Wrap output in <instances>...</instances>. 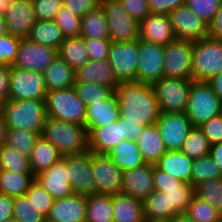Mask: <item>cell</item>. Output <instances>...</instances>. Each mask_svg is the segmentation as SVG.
Masks as SVG:
<instances>
[{
    "instance_id": "obj_1",
    "label": "cell",
    "mask_w": 222,
    "mask_h": 222,
    "mask_svg": "<svg viewBox=\"0 0 222 222\" xmlns=\"http://www.w3.org/2000/svg\"><path fill=\"white\" fill-rule=\"evenodd\" d=\"M120 118L141 126L156 124L160 110L152 85L141 82H121L116 87Z\"/></svg>"
},
{
    "instance_id": "obj_2",
    "label": "cell",
    "mask_w": 222,
    "mask_h": 222,
    "mask_svg": "<svg viewBox=\"0 0 222 222\" xmlns=\"http://www.w3.org/2000/svg\"><path fill=\"white\" fill-rule=\"evenodd\" d=\"M41 136L53 143L62 157L88 150V131L83 125L46 117Z\"/></svg>"
},
{
    "instance_id": "obj_3",
    "label": "cell",
    "mask_w": 222,
    "mask_h": 222,
    "mask_svg": "<svg viewBox=\"0 0 222 222\" xmlns=\"http://www.w3.org/2000/svg\"><path fill=\"white\" fill-rule=\"evenodd\" d=\"M7 129H24L42 133L45 123V100H13L3 103Z\"/></svg>"
},
{
    "instance_id": "obj_4",
    "label": "cell",
    "mask_w": 222,
    "mask_h": 222,
    "mask_svg": "<svg viewBox=\"0 0 222 222\" xmlns=\"http://www.w3.org/2000/svg\"><path fill=\"white\" fill-rule=\"evenodd\" d=\"M185 113L193 127L222 114V104L208 82L192 81Z\"/></svg>"
},
{
    "instance_id": "obj_5",
    "label": "cell",
    "mask_w": 222,
    "mask_h": 222,
    "mask_svg": "<svg viewBox=\"0 0 222 222\" xmlns=\"http://www.w3.org/2000/svg\"><path fill=\"white\" fill-rule=\"evenodd\" d=\"M222 72V42L206 37L193 42L192 80L208 82Z\"/></svg>"
},
{
    "instance_id": "obj_6",
    "label": "cell",
    "mask_w": 222,
    "mask_h": 222,
    "mask_svg": "<svg viewBox=\"0 0 222 222\" xmlns=\"http://www.w3.org/2000/svg\"><path fill=\"white\" fill-rule=\"evenodd\" d=\"M86 107L73 87L47 91L46 93L45 108L47 117L84 126Z\"/></svg>"
},
{
    "instance_id": "obj_7",
    "label": "cell",
    "mask_w": 222,
    "mask_h": 222,
    "mask_svg": "<svg viewBox=\"0 0 222 222\" xmlns=\"http://www.w3.org/2000/svg\"><path fill=\"white\" fill-rule=\"evenodd\" d=\"M192 81L162 77L153 83L160 113H185Z\"/></svg>"
},
{
    "instance_id": "obj_8",
    "label": "cell",
    "mask_w": 222,
    "mask_h": 222,
    "mask_svg": "<svg viewBox=\"0 0 222 222\" xmlns=\"http://www.w3.org/2000/svg\"><path fill=\"white\" fill-rule=\"evenodd\" d=\"M111 42L121 43L139 39V22L122 6L120 0H101Z\"/></svg>"
},
{
    "instance_id": "obj_9",
    "label": "cell",
    "mask_w": 222,
    "mask_h": 222,
    "mask_svg": "<svg viewBox=\"0 0 222 222\" xmlns=\"http://www.w3.org/2000/svg\"><path fill=\"white\" fill-rule=\"evenodd\" d=\"M9 85V99L45 100L47 89L43 72L11 67Z\"/></svg>"
},
{
    "instance_id": "obj_10",
    "label": "cell",
    "mask_w": 222,
    "mask_h": 222,
    "mask_svg": "<svg viewBox=\"0 0 222 222\" xmlns=\"http://www.w3.org/2000/svg\"><path fill=\"white\" fill-rule=\"evenodd\" d=\"M193 41L175 39L164 46V77L192 80Z\"/></svg>"
},
{
    "instance_id": "obj_11",
    "label": "cell",
    "mask_w": 222,
    "mask_h": 222,
    "mask_svg": "<svg viewBox=\"0 0 222 222\" xmlns=\"http://www.w3.org/2000/svg\"><path fill=\"white\" fill-rule=\"evenodd\" d=\"M138 49L139 39L128 42L111 43L108 61L119 83L136 81Z\"/></svg>"
},
{
    "instance_id": "obj_12",
    "label": "cell",
    "mask_w": 222,
    "mask_h": 222,
    "mask_svg": "<svg viewBox=\"0 0 222 222\" xmlns=\"http://www.w3.org/2000/svg\"><path fill=\"white\" fill-rule=\"evenodd\" d=\"M91 151L66 156L68 180L73 194L89 196L96 194V183L92 173Z\"/></svg>"
},
{
    "instance_id": "obj_13",
    "label": "cell",
    "mask_w": 222,
    "mask_h": 222,
    "mask_svg": "<svg viewBox=\"0 0 222 222\" xmlns=\"http://www.w3.org/2000/svg\"><path fill=\"white\" fill-rule=\"evenodd\" d=\"M164 46L139 39L136 82L152 85L164 77Z\"/></svg>"
},
{
    "instance_id": "obj_14",
    "label": "cell",
    "mask_w": 222,
    "mask_h": 222,
    "mask_svg": "<svg viewBox=\"0 0 222 222\" xmlns=\"http://www.w3.org/2000/svg\"><path fill=\"white\" fill-rule=\"evenodd\" d=\"M92 173L96 183V194L115 195L121 193L123 171L106 154L91 153Z\"/></svg>"
},
{
    "instance_id": "obj_15",
    "label": "cell",
    "mask_w": 222,
    "mask_h": 222,
    "mask_svg": "<svg viewBox=\"0 0 222 222\" xmlns=\"http://www.w3.org/2000/svg\"><path fill=\"white\" fill-rule=\"evenodd\" d=\"M156 125L167 151H180L193 128L186 113H160Z\"/></svg>"
},
{
    "instance_id": "obj_16",
    "label": "cell",
    "mask_w": 222,
    "mask_h": 222,
    "mask_svg": "<svg viewBox=\"0 0 222 222\" xmlns=\"http://www.w3.org/2000/svg\"><path fill=\"white\" fill-rule=\"evenodd\" d=\"M168 15L176 39L194 42L209 37V25L193 13L186 4L178 6Z\"/></svg>"
},
{
    "instance_id": "obj_17",
    "label": "cell",
    "mask_w": 222,
    "mask_h": 222,
    "mask_svg": "<svg viewBox=\"0 0 222 222\" xmlns=\"http://www.w3.org/2000/svg\"><path fill=\"white\" fill-rule=\"evenodd\" d=\"M57 56V50L52 47L21 39L18 53L11 67L43 72Z\"/></svg>"
},
{
    "instance_id": "obj_18",
    "label": "cell",
    "mask_w": 222,
    "mask_h": 222,
    "mask_svg": "<svg viewBox=\"0 0 222 222\" xmlns=\"http://www.w3.org/2000/svg\"><path fill=\"white\" fill-rule=\"evenodd\" d=\"M3 16L8 34L19 39H27L37 21L32 0H12L10 8Z\"/></svg>"
},
{
    "instance_id": "obj_19",
    "label": "cell",
    "mask_w": 222,
    "mask_h": 222,
    "mask_svg": "<svg viewBox=\"0 0 222 222\" xmlns=\"http://www.w3.org/2000/svg\"><path fill=\"white\" fill-rule=\"evenodd\" d=\"M154 165L143 166L123 171V184L121 193L143 201L154 189L153 171Z\"/></svg>"
},
{
    "instance_id": "obj_20",
    "label": "cell",
    "mask_w": 222,
    "mask_h": 222,
    "mask_svg": "<svg viewBox=\"0 0 222 222\" xmlns=\"http://www.w3.org/2000/svg\"><path fill=\"white\" fill-rule=\"evenodd\" d=\"M139 39L162 46L174 41L176 36L169 15L150 13L139 22Z\"/></svg>"
},
{
    "instance_id": "obj_21",
    "label": "cell",
    "mask_w": 222,
    "mask_h": 222,
    "mask_svg": "<svg viewBox=\"0 0 222 222\" xmlns=\"http://www.w3.org/2000/svg\"><path fill=\"white\" fill-rule=\"evenodd\" d=\"M67 176L66 156H64L49 169L36 175L35 179L50 193L54 200H57L73 194Z\"/></svg>"
},
{
    "instance_id": "obj_22",
    "label": "cell",
    "mask_w": 222,
    "mask_h": 222,
    "mask_svg": "<svg viewBox=\"0 0 222 222\" xmlns=\"http://www.w3.org/2000/svg\"><path fill=\"white\" fill-rule=\"evenodd\" d=\"M86 196L72 194L54 200L46 220L50 222H86Z\"/></svg>"
},
{
    "instance_id": "obj_23",
    "label": "cell",
    "mask_w": 222,
    "mask_h": 222,
    "mask_svg": "<svg viewBox=\"0 0 222 222\" xmlns=\"http://www.w3.org/2000/svg\"><path fill=\"white\" fill-rule=\"evenodd\" d=\"M122 140H125L123 118H119L106 126L95 127L88 134V150L96 154H107Z\"/></svg>"
},
{
    "instance_id": "obj_24",
    "label": "cell",
    "mask_w": 222,
    "mask_h": 222,
    "mask_svg": "<svg viewBox=\"0 0 222 222\" xmlns=\"http://www.w3.org/2000/svg\"><path fill=\"white\" fill-rule=\"evenodd\" d=\"M120 118L118 97L114 92L107 100L86 107L84 127L88 134L95 128L118 121Z\"/></svg>"
},
{
    "instance_id": "obj_25",
    "label": "cell",
    "mask_w": 222,
    "mask_h": 222,
    "mask_svg": "<svg viewBox=\"0 0 222 222\" xmlns=\"http://www.w3.org/2000/svg\"><path fill=\"white\" fill-rule=\"evenodd\" d=\"M75 81L105 85L110 87L114 92L119 85L108 59L99 61L89 60L83 67L75 72Z\"/></svg>"
},
{
    "instance_id": "obj_26",
    "label": "cell",
    "mask_w": 222,
    "mask_h": 222,
    "mask_svg": "<svg viewBox=\"0 0 222 222\" xmlns=\"http://www.w3.org/2000/svg\"><path fill=\"white\" fill-rule=\"evenodd\" d=\"M136 143L146 164L155 165L167 152L156 124L145 126Z\"/></svg>"
},
{
    "instance_id": "obj_27",
    "label": "cell",
    "mask_w": 222,
    "mask_h": 222,
    "mask_svg": "<svg viewBox=\"0 0 222 222\" xmlns=\"http://www.w3.org/2000/svg\"><path fill=\"white\" fill-rule=\"evenodd\" d=\"M155 166L183 183H191L193 159L181 151H167Z\"/></svg>"
},
{
    "instance_id": "obj_28",
    "label": "cell",
    "mask_w": 222,
    "mask_h": 222,
    "mask_svg": "<svg viewBox=\"0 0 222 222\" xmlns=\"http://www.w3.org/2000/svg\"><path fill=\"white\" fill-rule=\"evenodd\" d=\"M47 91L67 89L75 83V71L59 56L43 71Z\"/></svg>"
},
{
    "instance_id": "obj_29",
    "label": "cell",
    "mask_w": 222,
    "mask_h": 222,
    "mask_svg": "<svg viewBox=\"0 0 222 222\" xmlns=\"http://www.w3.org/2000/svg\"><path fill=\"white\" fill-rule=\"evenodd\" d=\"M113 222H145L142 201L119 193L112 196Z\"/></svg>"
},
{
    "instance_id": "obj_30",
    "label": "cell",
    "mask_w": 222,
    "mask_h": 222,
    "mask_svg": "<svg viewBox=\"0 0 222 222\" xmlns=\"http://www.w3.org/2000/svg\"><path fill=\"white\" fill-rule=\"evenodd\" d=\"M62 158L57 147L42 136L39 137L30 157V167L33 175L49 169L53 164Z\"/></svg>"
},
{
    "instance_id": "obj_31",
    "label": "cell",
    "mask_w": 222,
    "mask_h": 222,
    "mask_svg": "<svg viewBox=\"0 0 222 222\" xmlns=\"http://www.w3.org/2000/svg\"><path fill=\"white\" fill-rule=\"evenodd\" d=\"M122 171L143 166L145 164L135 141L122 140L106 154Z\"/></svg>"
},
{
    "instance_id": "obj_32",
    "label": "cell",
    "mask_w": 222,
    "mask_h": 222,
    "mask_svg": "<svg viewBox=\"0 0 222 222\" xmlns=\"http://www.w3.org/2000/svg\"><path fill=\"white\" fill-rule=\"evenodd\" d=\"M57 55L75 72L90 60L86 43L80 36L65 38L57 50Z\"/></svg>"
},
{
    "instance_id": "obj_33",
    "label": "cell",
    "mask_w": 222,
    "mask_h": 222,
    "mask_svg": "<svg viewBox=\"0 0 222 222\" xmlns=\"http://www.w3.org/2000/svg\"><path fill=\"white\" fill-rule=\"evenodd\" d=\"M27 39L58 50L65 37L53 20H37L33 24Z\"/></svg>"
},
{
    "instance_id": "obj_34",
    "label": "cell",
    "mask_w": 222,
    "mask_h": 222,
    "mask_svg": "<svg viewBox=\"0 0 222 222\" xmlns=\"http://www.w3.org/2000/svg\"><path fill=\"white\" fill-rule=\"evenodd\" d=\"M79 36L83 39H109L108 22L101 6L81 18Z\"/></svg>"
},
{
    "instance_id": "obj_35",
    "label": "cell",
    "mask_w": 222,
    "mask_h": 222,
    "mask_svg": "<svg viewBox=\"0 0 222 222\" xmlns=\"http://www.w3.org/2000/svg\"><path fill=\"white\" fill-rule=\"evenodd\" d=\"M171 208V219L178 214H185L193 196L195 187L191 183H182L180 186L162 187Z\"/></svg>"
},
{
    "instance_id": "obj_36",
    "label": "cell",
    "mask_w": 222,
    "mask_h": 222,
    "mask_svg": "<svg viewBox=\"0 0 222 222\" xmlns=\"http://www.w3.org/2000/svg\"><path fill=\"white\" fill-rule=\"evenodd\" d=\"M86 222H113L112 196L92 194L86 196Z\"/></svg>"
},
{
    "instance_id": "obj_37",
    "label": "cell",
    "mask_w": 222,
    "mask_h": 222,
    "mask_svg": "<svg viewBox=\"0 0 222 222\" xmlns=\"http://www.w3.org/2000/svg\"><path fill=\"white\" fill-rule=\"evenodd\" d=\"M34 180L33 174H21L0 169V193L13 198L25 195Z\"/></svg>"
},
{
    "instance_id": "obj_38",
    "label": "cell",
    "mask_w": 222,
    "mask_h": 222,
    "mask_svg": "<svg viewBox=\"0 0 222 222\" xmlns=\"http://www.w3.org/2000/svg\"><path fill=\"white\" fill-rule=\"evenodd\" d=\"M145 221L171 220V208L165 192L154 190L143 201Z\"/></svg>"
},
{
    "instance_id": "obj_39",
    "label": "cell",
    "mask_w": 222,
    "mask_h": 222,
    "mask_svg": "<svg viewBox=\"0 0 222 222\" xmlns=\"http://www.w3.org/2000/svg\"><path fill=\"white\" fill-rule=\"evenodd\" d=\"M41 134L24 129H7L5 146L17 149L18 152L30 159L32 149Z\"/></svg>"
},
{
    "instance_id": "obj_40",
    "label": "cell",
    "mask_w": 222,
    "mask_h": 222,
    "mask_svg": "<svg viewBox=\"0 0 222 222\" xmlns=\"http://www.w3.org/2000/svg\"><path fill=\"white\" fill-rule=\"evenodd\" d=\"M222 178V171L210 155L194 159L191 171V184H198L211 179Z\"/></svg>"
},
{
    "instance_id": "obj_41",
    "label": "cell",
    "mask_w": 222,
    "mask_h": 222,
    "mask_svg": "<svg viewBox=\"0 0 222 222\" xmlns=\"http://www.w3.org/2000/svg\"><path fill=\"white\" fill-rule=\"evenodd\" d=\"M211 145L199 127H193L183 144L182 153L191 159L210 155Z\"/></svg>"
},
{
    "instance_id": "obj_42",
    "label": "cell",
    "mask_w": 222,
    "mask_h": 222,
    "mask_svg": "<svg viewBox=\"0 0 222 222\" xmlns=\"http://www.w3.org/2000/svg\"><path fill=\"white\" fill-rule=\"evenodd\" d=\"M73 89L86 106L103 102L114 93L110 87L89 82L83 83L75 81Z\"/></svg>"
},
{
    "instance_id": "obj_43",
    "label": "cell",
    "mask_w": 222,
    "mask_h": 222,
    "mask_svg": "<svg viewBox=\"0 0 222 222\" xmlns=\"http://www.w3.org/2000/svg\"><path fill=\"white\" fill-rule=\"evenodd\" d=\"M0 169L21 174H33L29 158L21 155L17 149L5 145L0 148Z\"/></svg>"
},
{
    "instance_id": "obj_44",
    "label": "cell",
    "mask_w": 222,
    "mask_h": 222,
    "mask_svg": "<svg viewBox=\"0 0 222 222\" xmlns=\"http://www.w3.org/2000/svg\"><path fill=\"white\" fill-rule=\"evenodd\" d=\"M13 219L17 222H45L43 215L26 195L13 198Z\"/></svg>"
},
{
    "instance_id": "obj_45",
    "label": "cell",
    "mask_w": 222,
    "mask_h": 222,
    "mask_svg": "<svg viewBox=\"0 0 222 222\" xmlns=\"http://www.w3.org/2000/svg\"><path fill=\"white\" fill-rule=\"evenodd\" d=\"M185 214L194 222H222V215L211 204L193 196Z\"/></svg>"
},
{
    "instance_id": "obj_46",
    "label": "cell",
    "mask_w": 222,
    "mask_h": 222,
    "mask_svg": "<svg viewBox=\"0 0 222 222\" xmlns=\"http://www.w3.org/2000/svg\"><path fill=\"white\" fill-rule=\"evenodd\" d=\"M195 195L222 215V178L201 182L195 187Z\"/></svg>"
},
{
    "instance_id": "obj_47",
    "label": "cell",
    "mask_w": 222,
    "mask_h": 222,
    "mask_svg": "<svg viewBox=\"0 0 222 222\" xmlns=\"http://www.w3.org/2000/svg\"><path fill=\"white\" fill-rule=\"evenodd\" d=\"M61 29L65 38L78 37L81 32V17L62 7L53 20Z\"/></svg>"
},
{
    "instance_id": "obj_48",
    "label": "cell",
    "mask_w": 222,
    "mask_h": 222,
    "mask_svg": "<svg viewBox=\"0 0 222 222\" xmlns=\"http://www.w3.org/2000/svg\"><path fill=\"white\" fill-rule=\"evenodd\" d=\"M25 195L36 208L47 217L54 199L36 179L31 183Z\"/></svg>"
},
{
    "instance_id": "obj_49",
    "label": "cell",
    "mask_w": 222,
    "mask_h": 222,
    "mask_svg": "<svg viewBox=\"0 0 222 222\" xmlns=\"http://www.w3.org/2000/svg\"><path fill=\"white\" fill-rule=\"evenodd\" d=\"M222 0H186L185 4L208 25L213 21Z\"/></svg>"
},
{
    "instance_id": "obj_50",
    "label": "cell",
    "mask_w": 222,
    "mask_h": 222,
    "mask_svg": "<svg viewBox=\"0 0 222 222\" xmlns=\"http://www.w3.org/2000/svg\"><path fill=\"white\" fill-rule=\"evenodd\" d=\"M21 39L10 34L0 37V65L11 66L18 53Z\"/></svg>"
},
{
    "instance_id": "obj_51",
    "label": "cell",
    "mask_w": 222,
    "mask_h": 222,
    "mask_svg": "<svg viewBox=\"0 0 222 222\" xmlns=\"http://www.w3.org/2000/svg\"><path fill=\"white\" fill-rule=\"evenodd\" d=\"M37 20H54L63 0H32Z\"/></svg>"
},
{
    "instance_id": "obj_52",
    "label": "cell",
    "mask_w": 222,
    "mask_h": 222,
    "mask_svg": "<svg viewBox=\"0 0 222 222\" xmlns=\"http://www.w3.org/2000/svg\"><path fill=\"white\" fill-rule=\"evenodd\" d=\"M91 61H99L108 59L109 48L111 46L110 39H84Z\"/></svg>"
},
{
    "instance_id": "obj_53",
    "label": "cell",
    "mask_w": 222,
    "mask_h": 222,
    "mask_svg": "<svg viewBox=\"0 0 222 222\" xmlns=\"http://www.w3.org/2000/svg\"><path fill=\"white\" fill-rule=\"evenodd\" d=\"M199 128L211 146L220 143L222 141V114L203 123Z\"/></svg>"
},
{
    "instance_id": "obj_54",
    "label": "cell",
    "mask_w": 222,
    "mask_h": 222,
    "mask_svg": "<svg viewBox=\"0 0 222 222\" xmlns=\"http://www.w3.org/2000/svg\"><path fill=\"white\" fill-rule=\"evenodd\" d=\"M100 4L101 0H63V6L81 18L88 12L96 10Z\"/></svg>"
},
{
    "instance_id": "obj_55",
    "label": "cell",
    "mask_w": 222,
    "mask_h": 222,
    "mask_svg": "<svg viewBox=\"0 0 222 222\" xmlns=\"http://www.w3.org/2000/svg\"><path fill=\"white\" fill-rule=\"evenodd\" d=\"M122 6L138 22L144 20L149 14L147 0H120Z\"/></svg>"
},
{
    "instance_id": "obj_56",
    "label": "cell",
    "mask_w": 222,
    "mask_h": 222,
    "mask_svg": "<svg viewBox=\"0 0 222 222\" xmlns=\"http://www.w3.org/2000/svg\"><path fill=\"white\" fill-rule=\"evenodd\" d=\"M151 14H169L178 6L184 5L186 0H147Z\"/></svg>"
},
{
    "instance_id": "obj_57",
    "label": "cell",
    "mask_w": 222,
    "mask_h": 222,
    "mask_svg": "<svg viewBox=\"0 0 222 222\" xmlns=\"http://www.w3.org/2000/svg\"><path fill=\"white\" fill-rule=\"evenodd\" d=\"M154 189L162 191V187L180 186L183 182L177 180L172 175L163 172L154 165L153 171Z\"/></svg>"
},
{
    "instance_id": "obj_58",
    "label": "cell",
    "mask_w": 222,
    "mask_h": 222,
    "mask_svg": "<svg viewBox=\"0 0 222 222\" xmlns=\"http://www.w3.org/2000/svg\"><path fill=\"white\" fill-rule=\"evenodd\" d=\"M11 66L0 65V100L4 103L9 99V74Z\"/></svg>"
},
{
    "instance_id": "obj_59",
    "label": "cell",
    "mask_w": 222,
    "mask_h": 222,
    "mask_svg": "<svg viewBox=\"0 0 222 222\" xmlns=\"http://www.w3.org/2000/svg\"><path fill=\"white\" fill-rule=\"evenodd\" d=\"M13 218V197L0 193V222Z\"/></svg>"
},
{
    "instance_id": "obj_60",
    "label": "cell",
    "mask_w": 222,
    "mask_h": 222,
    "mask_svg": "<svg viewBox=\"0 0 222 222\" xmlns=\"http://www.w3.org/2000/svg\"><path fill=\"white\" fill-rule=\"evenodd\" d=\"M209 36L222 42V3L216 11L213 21L209 25Z\"/></svg>"
},
{
    "instance_id": "obj_61",
    "label": "cell",
    "mask_w": 222,
    "mask_h": 222,
    "mask_svg": "<svg viewBox=\"0 0 222 222\" xmlns=\"http://www.w3.org/2000/svg\"><path fill=\"white\" fill-rule=\"evenodd\" d=\"M144 126H141L132 121H123V135L125 139L131 141H137L139 136L141 135Z\"/></svg>"
},
{
    "instance_id": "obj_62",
    "label": "cell",
    "mask_w": 222,
    "mask_h": 222,
    "mask_svg": "<svg viewBox=\"0 0 222 222\" xmlns=\"http://www.w3.org/2000/svg\"><path fill=\"white\" fill-rule=\"evenodd\" d=\"M208 83L222 104V72L219 75L212 77Z\"/></svg>"
},
{
    "instance_id": "obj_63",
    "label": "cell",
    "mask_w": 222,
    "mask_h": 222,
    "mask_svg": "<svg viewBox=\"0 0 222 222\" xmlns=\"http://www.w3.org/2000/svg\"><path fill=\"white\" fill-rule=\"evenodd\" d=\"M210 156L213 158V160L216 162V164L220 167V170L222 171V141L211 146Z\"/></svg>"
},
{
    "instance_id": "obj_64",
    "label": "cell",
    "mask_w": 222,
    "mask_h": 222,
    "mask_svg": "<svg viewBox=\"0 0 222 222\" xmlns=\"http://www.w3.org/2000/svg\"><path fill=\"white\" fill-rule=\"evenodd\" d=\"M7 124L2 111H0V148L5 145Z\"/></svg>"
},
{
    "instance_id": "obj_65",
    "label": "cell",
    "mask_w": 222,
    "mask_h": 222,
    "mask_svg": "<svg viewBox=\"0 0 222 222\" xmlns=\"http://www.w3.org/2000/svg\"><path fill=\"white\" fill-rule=\"evenodd\" d=\"M171 222H194V221L186 214H178L171 219Z\"/></svg>"
},
{
    "instance_id": "obj_66",
    "label": "cell",
    "mask_w": 222,
    "mask_h": 222,
    "mask_svg": "<svg viewBox=\"0 0 222 222\" xmlns=\"http://www.w3.org/2000/svg\"><path fill=\"white\" fill-rule=\"evenodd\" d=\"M12 0H0V15H4L10 8Z\"/></svg>"
},
{
    "instance_id": "obj_67",
    "label": "cell",
    "mask_w": 222,
    "mask_h": 222,
    "mask_svg": "<svg viewBox=\"0 0 222 222\" xmlns=\"http://www.w3.org/2000/svg\"><path fill=\"white\" fill-rule=\"evenodd\" d=\"M7 34H8V32H7V27H6V23L4 20V16L0 15V37L5 36Z\"/></svg>"
},
{
    "instance_id": "obj_68",
    "label": "cell",
    "mask_w": 222,
    "mask_h": 222,
    "mask_svg": "<svg viewBox=\"0 0 222 222\" xmlns=\"http://www.w3.org/2000/svg\"><path fill=\"white\" fill-rule=\"evenodd\" d=\"M145 222H171V220L145 221Z\"/></svg>"
},
{
    "instance_id": "obj_69",
    "label": "cell",
    "mask_w": 222,
    "mask_h": 222,
    "mask_svg": "<svg viewBox=\"0 0 222 222\" xmlns=\"http://www.w3.org/2000/svg\"><path fill=\"white\" fill-rule=\"evenodd\" d=\"M3 102L0 100V111H2Z\"/></svg>"
},
{
    "instance_id": "obj_70",
    "label": "cell",
    "mask_w": 222,
    "mask_h": 222,
    "mask_svg": "<svg viewBox=\"0 0 222 222\" xmlns=\"http://www.w3.org/2000/svg\"><path fill=\"white\" fill-rule=\"evenodd\" d=\"M5 222H17V221H15V220L12 218V219L7 220V221H5Z\"/></svg>"
}]
</instances>
